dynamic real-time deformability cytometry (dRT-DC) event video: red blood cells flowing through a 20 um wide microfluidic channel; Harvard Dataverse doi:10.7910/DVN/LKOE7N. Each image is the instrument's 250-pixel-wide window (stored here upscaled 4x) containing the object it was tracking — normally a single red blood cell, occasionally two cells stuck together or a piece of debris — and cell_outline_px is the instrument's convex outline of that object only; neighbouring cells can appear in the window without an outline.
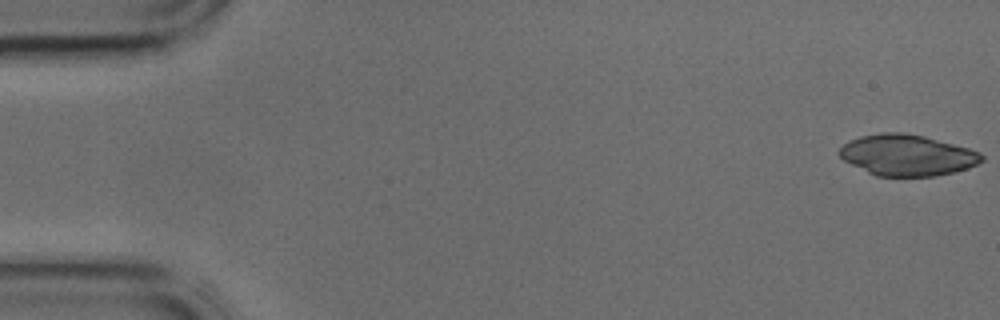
{"species": "common noctule bat (a hibernating species)", "species_latin": "Nyctalus noctula", "temperature_condition": "cold", "stored_images_in_passage": 42, "camera_frame_rate_fps": 3000, "um_per_image_px": 0.085, "animal": {"sex": "male", "body_mass_g": 17.9, "forearm_length_mm": 54.2}, "frame": {"image": 1, "passage_image": 1, "time_ms": 0.0, "image_size_px": [1000, 320], "cell_outline_px": [[984, 160], [968, 168], [956, 172], [936, 176], [876, 176], [844, 160], [840, 156], [840, 148], [844, 144], [860, 136], [880, 132], [900, 132], [924, 136], [968, 148], [980, 152], [984, 156]], "centroid_in_image_um": [77.14, 13.19], "position_along_channel_um": 7.9, "area_um2": 33.87}}